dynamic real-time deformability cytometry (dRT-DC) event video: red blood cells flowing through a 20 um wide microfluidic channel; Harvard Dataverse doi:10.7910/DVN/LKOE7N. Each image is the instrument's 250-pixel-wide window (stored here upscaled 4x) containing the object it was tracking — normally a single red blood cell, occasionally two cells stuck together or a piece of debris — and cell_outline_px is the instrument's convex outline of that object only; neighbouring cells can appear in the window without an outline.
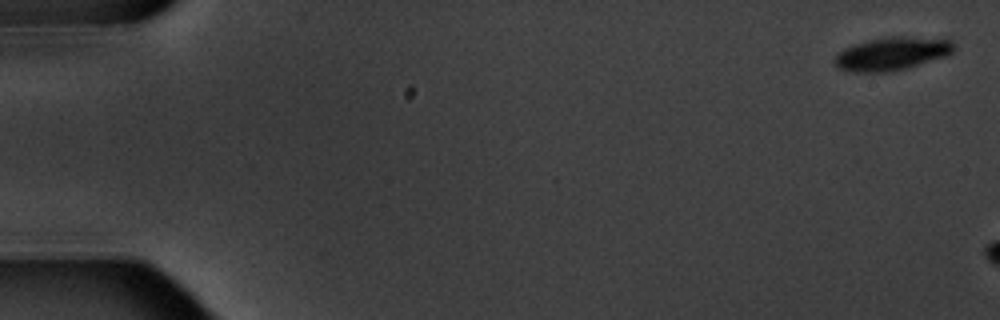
{"species": "common noctule bat (a hibernating species)", "species_latin": "Nyctalus noctula", "temperature_condition": "warm", "stored_images_in_passage": 3, "camera_frame_rate_fps": 3000, "um_per_image_px": 0.085, "animal": {"sex": "male", "body_mass_g": 20.1, "forearm_length_mm": 53.5}, "frame": {"image": 1, "passage_image": 1, "time_ms": 0.0, "image_size_px": [1000, 320], "cell_outline_px": [[956, 48], [948, 56], [908, 68], [888, 72], [852, 72], [840, 68], [836, 64], [836, 56], [840, 52], [848, 48], [872, 40], [952, 40], [956, 44]], "centroid_in_image_um": [75.87, 4.66], "position_along_channel_um": 9.1, "area_um2": 21.33}}